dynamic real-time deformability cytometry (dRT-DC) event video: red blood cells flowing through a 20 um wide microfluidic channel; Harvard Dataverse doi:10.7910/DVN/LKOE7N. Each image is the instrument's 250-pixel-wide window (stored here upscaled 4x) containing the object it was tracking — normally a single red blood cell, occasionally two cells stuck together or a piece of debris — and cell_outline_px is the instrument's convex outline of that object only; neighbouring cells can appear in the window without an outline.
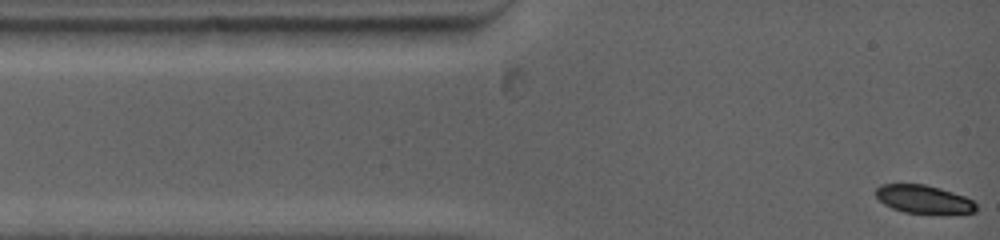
{"species": "common noctule bat (a hibernating species)", "species_latin": "Nyctalus noctula", "temperature_condition": "warm", "stored_images_in_passage": 24, "camera_frame_rate_fps": 5000, "um_per_image_px": 0.085, "animal": {"sex": "female", "body_mass_g": 19.0, "forearm_length_mm": 53.3}, "frame": {"image": 1, "passage_image": 1, "time_ms": 0.0, "image_size_px": [1000, 240], "cell_outline_px": [[976, 212], [904, 212], [892, 208], [884, 204], [876, 196], [876, 188], [880, 184], [924, 184], [940, 188], [964, 196], [972, 200], [976, 204]], "centroid_in_image_um": [78.46, 16.9], "position_along_channel_um": 6.5, "area_um2": 16.01}}
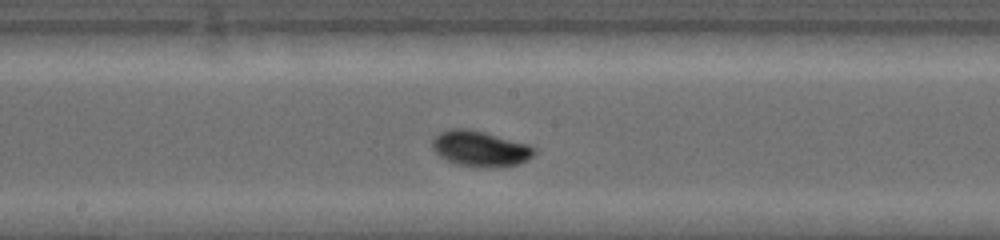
{"frame": {"image": 2, "passage_image": 10, "time_ms": 6.4, "image_size_px": [1000, 240], "cell_outline_px": [[536, 152], [528, 160], [520, 164], [488, 168], [476, 168], [456, 164], [440, 156], [432, 148], [432, 140], [440, 132], [448, 128], [468, 128], [484, 132], [528, 144], [536, 148]], "centroid_in_image_um": [40.82, 12.64], "position_along_channel_um": 207.4, "area_um2": 21.39}}
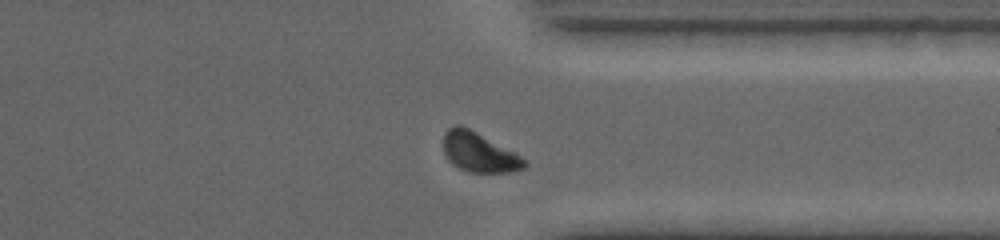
{"frame": {"image": 3, "passage_image": 21, "time_ms": 10.6, "image_size_px": [1000, 240], "cell_outline_px": [[528, 164], [524, 168], [508, 172], [468, 172], [452, 164], [448, 160], [444, 152], [444, 132], [452, 124], [460, 124], [516, 152]], "centroid_in_image_um": [40.7, 12.93], "position_along_channel_um": 370.7, "area_um2": 18.67}, "authors_computed_cell_mechanics": {"area_um2": 19.0162, "velocity_mm_per_s": 3.8983, "shape_relaxation_time_tau1_ms": 3.0223, "shape_relaxation_time_tau2_ms": null, "deformation_change_tau1": 0.1843, "deformation_change_tau2": null}}